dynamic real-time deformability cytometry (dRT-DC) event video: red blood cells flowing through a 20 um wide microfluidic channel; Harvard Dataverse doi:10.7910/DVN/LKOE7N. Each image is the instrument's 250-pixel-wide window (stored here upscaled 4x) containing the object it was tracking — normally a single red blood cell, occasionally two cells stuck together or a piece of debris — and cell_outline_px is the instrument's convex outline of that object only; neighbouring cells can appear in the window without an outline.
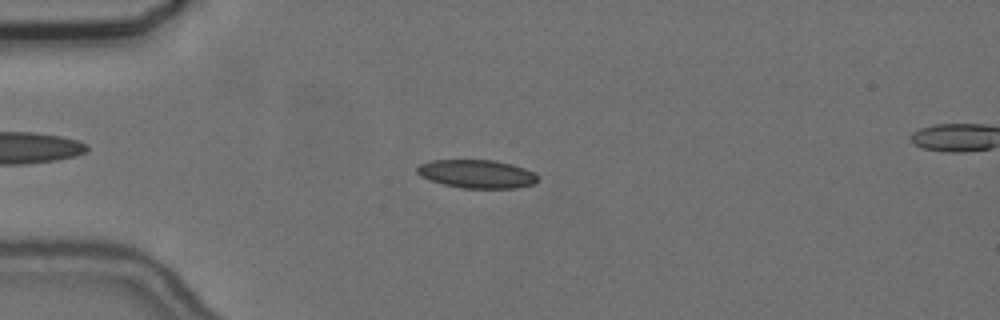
{"species": "common noctule bat (a hibernating species)", "species_latin": "Nyctalus noctula", "temperature_condition": "cold", "stored_images_in_passage": 56, "camera_frame_rate_fps": 3000, "um_per_image_px": 0.085, "animal": {"sex": "female", "body_mass_g": 24.6, "forearm_length_mm": 56.2}, "frame": {"image": 1, "passage_image": 15, "time_ms": 4.667, "image_size_px": [1000, 320], "cell_outline_px": [[536, 180], [532, 184], [516, 188], [460, 188], [428, 180], [420, 176], [416, 172], [416, 168], [420, 164], [432, 160], [492, 160], [512, 164], [524, 168], [532, 172], [536, 176]], "centroid_in_image_um": [40.46, 14.78], "position_along_channel_um": 44.5, "area_um2": 19.83}}
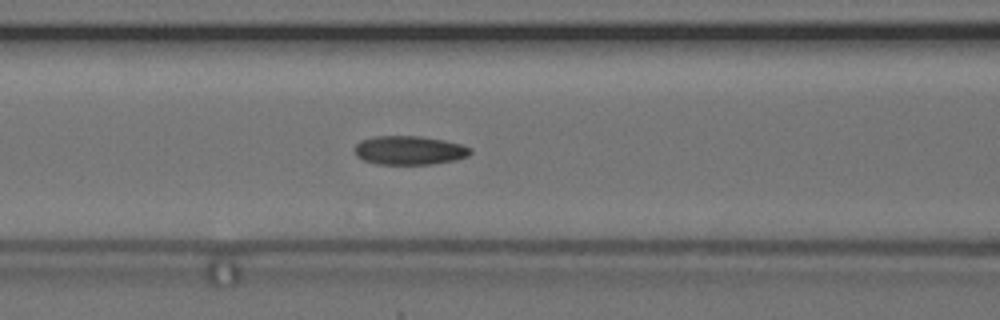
{"frame": {"image": 2, "passage_image": 24, "time_ms": 7.667, "image_size_px": [1000, 320], "cell_outline_px": [[472, 152], [468, 156], [456, 160], [432, 164], [376, 164], [364, 160], [356, 156], [356, 144], [360, 140], [372, 136], [420, 136], [444, 140], [460, 144], [472, 148]], "centroid_in_image_um": [34.81, 12.77], "position_along_channel_um": 131.8, "area_um2": 19.54}}
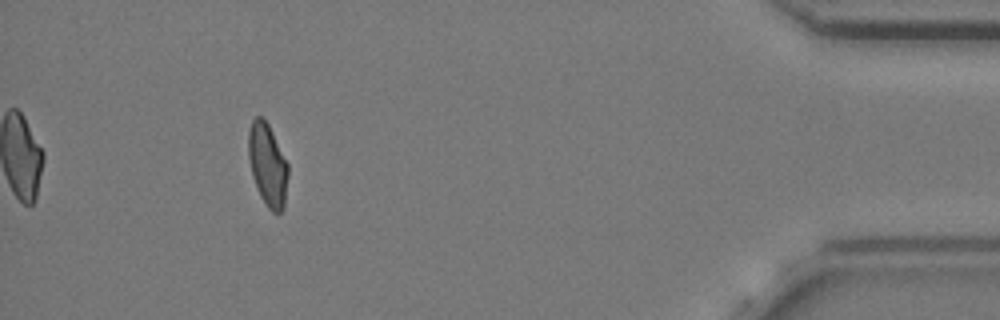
{"frame": {"image": 3, "passage_image": 52, "time_ms": 17.0, "image_size_px": [1000, 320], "cell_outline_px": [[288, 176], [284, 208], [280, 212], [272, 212], [268, 208], [260, 196], [252, 176], [248, 156], [248, 132], [252, 120], [256, 116], [260, 116], [268, 124], [288, 164]], "centroid_in_image_um": [22.74, 14.02], "position_along_channel_um": 412.5, "area_um2": 19.02}, "authors_computed_cell_mechanics": {"area_um2": 19.0162, "velocity_mm_per_s": 3.6627, "shape_relaxation_time_tau1_ms": null, "shape_relaxation_time_tau2_ms": 2.7759, "deformation_change_tau1": null, "deformation_change_tau2": 0.0741}}